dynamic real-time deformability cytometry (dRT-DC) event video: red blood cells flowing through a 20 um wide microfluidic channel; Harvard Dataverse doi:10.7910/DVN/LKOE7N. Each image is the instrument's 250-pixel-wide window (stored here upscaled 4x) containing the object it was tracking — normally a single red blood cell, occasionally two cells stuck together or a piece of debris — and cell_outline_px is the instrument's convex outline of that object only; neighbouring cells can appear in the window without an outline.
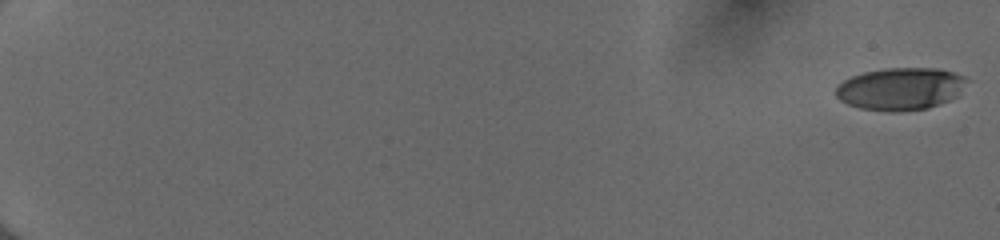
{"species": "human", "species_latin": "Homo sapiens", "temperature_condition": "cold", "stored_images_in_passage": 54, "camera_frame_rate_fps": 3000, "um_per_image_px": 0.085, "donor": {"sex": "female"}, "frame": {"image": 1, "passage_image": 1, "time_ms": 0.0, "image_size_px": [1000, 240], "cell_outline_px": [[968, 80], [956, 96], [948, 100], [928, 108], [860, 108], [848, 104], [840, 100], [836, 96], [836, 84], [852, 76], [864, 72], [884, 68], [936, 68], [952, 72], [964, 76]], "centroid_in_image_um": [76.52, 7.49], "position_along_channel_um": 8.5, "area_um2": 31.21}}
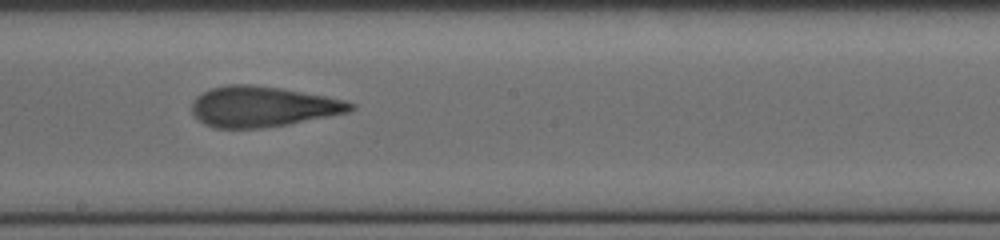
{"frame": {"image": 2, "passage_image": 34, "time_ms": 11.0, "image_size_px": [1000, 240], "cell_outline_px": [[356, 108], [348, 112], [288, 124], [260, 128], [216, 128], [204, 124], [192, 112], [192, 104], [196, 96], [212, 88], [228, 84], [252, 84], [280, 88], [328, 96], [344, 100], [356, 104]], "centroid_in_image_um": [22.34, 9.05], "position_along_channel_um": 225.9, "area_um2": 37.34}}
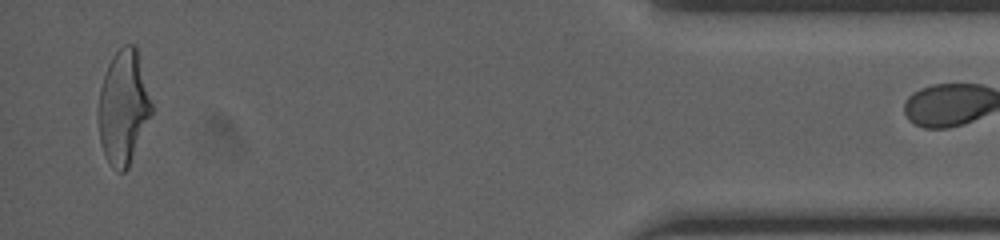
{"frame": {"image": 3, "passage_image": 53, "time_ms": 17.333, "image_size_px": [1000, 240], "cell_outline_px": [[152, 112], [128, 168], [124, 172], [120, 172], [112, 168], [100, 144], [100, 88], [108, 64], [112, 56], [124, 44], [136, 44], [152, 104]], "centroid_in_image_um": [10.51, 9.1], "position_along_channel_um": 424.7, "area_um2": 34.68}}